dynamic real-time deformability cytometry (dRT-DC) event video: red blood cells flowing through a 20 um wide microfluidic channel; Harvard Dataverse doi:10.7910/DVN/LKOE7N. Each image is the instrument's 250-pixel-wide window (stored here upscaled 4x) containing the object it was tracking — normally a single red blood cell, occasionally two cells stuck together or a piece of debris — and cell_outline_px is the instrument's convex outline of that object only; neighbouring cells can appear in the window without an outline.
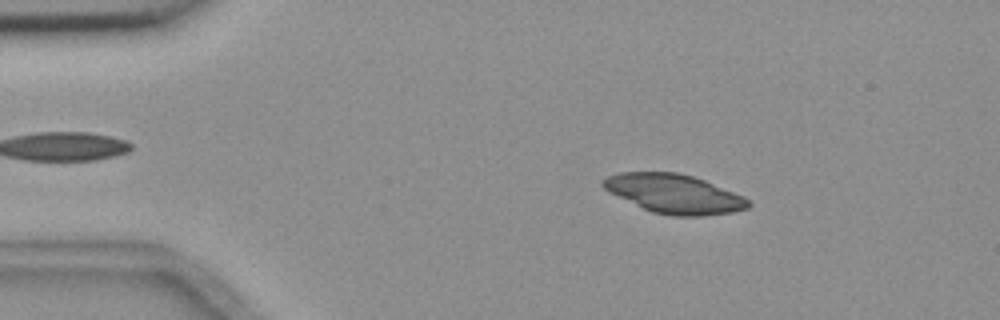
{"species": "common noctule bat (a hibernating species)", "species_latin": "Nyctalus noctula", "temperature_condition": "room temperature", "stored_images_in_passage": 4, "camera_frame_rate_fps": 3000, "um_per_image_px": 0.085, "animal": {"sex": "female", "body_mass_g": 18.4}, "frame": {"image": 1, "passage_image": 2, "time_ms": 1.0, "image_size_px": [1000, 320], "cell_outline_px": [[752, 204], [748, 208], [732, 212], [704, 216], [672, 216], [652, 212], [608, 192], [600, 184], [600, 180], [608, 176], [620, 172], [680, 172], [704, 180], [744, 196]], "centroid_in_image_um": [57.29, 16.47], "position_along_channel_um": 27.7, "area_um2": 33.12}}